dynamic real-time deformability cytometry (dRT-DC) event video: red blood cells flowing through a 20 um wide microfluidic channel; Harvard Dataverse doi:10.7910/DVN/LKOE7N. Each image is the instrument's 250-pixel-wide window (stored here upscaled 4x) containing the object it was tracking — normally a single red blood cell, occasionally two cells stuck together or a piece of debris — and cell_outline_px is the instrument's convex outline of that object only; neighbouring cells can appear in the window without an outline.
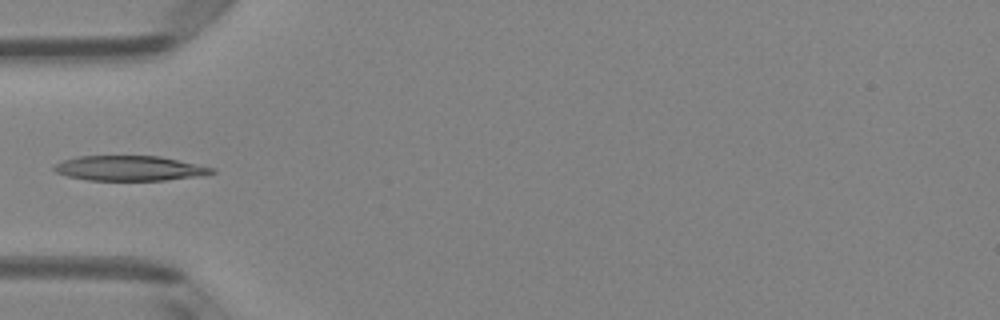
{"species": "Egyptian fruit bat (a non-hibernating species)", "species_latin": "Rousettus aegyptiacus", "temperature_condition": "room temperature", "stored_images_in_passage": 1, "camera_frame_rate_fps": 3000, "um_per_image_px": 0.085, "animal": {"sex": "female"}, "frame": {"image": 1, "passage_image": 1, "time_ms": 0.0, "image_size_px": [1000, 320], "cell_outline_px": [[216, 172], [204, 176], [164, 180], [88, 180], [68, 176], [56, 172], [52, 168], [52, 164], [64, 160], [80, 156], [160, 156], [216, 168]], "centroid_in_image_um": [11.05, 14.3], "position_along_channel_um": 74.0, "area_um2": 23.06}}